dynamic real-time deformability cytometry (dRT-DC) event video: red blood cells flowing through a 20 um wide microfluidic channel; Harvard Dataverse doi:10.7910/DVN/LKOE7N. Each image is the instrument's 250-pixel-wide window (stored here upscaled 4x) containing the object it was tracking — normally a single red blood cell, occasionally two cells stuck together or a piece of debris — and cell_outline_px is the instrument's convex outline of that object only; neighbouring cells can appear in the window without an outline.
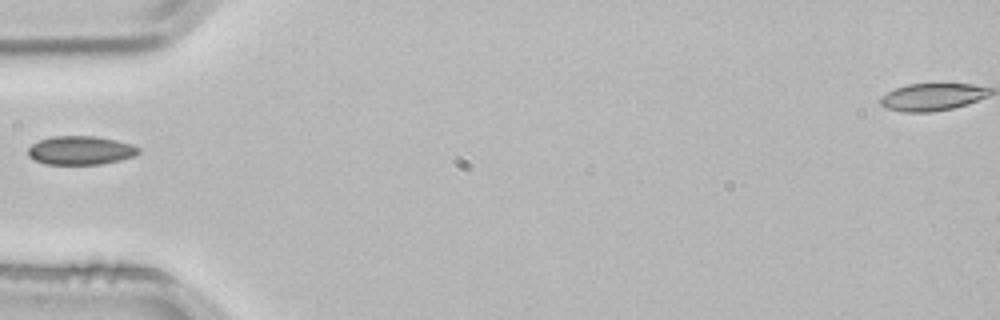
{"species": "common noctule bat (a hibernating species)", "species_latin": "Nyctalus noctula", "temperature_condition": "room temperature", "stored_images_in_passage": 1, "camera_frame_rate_fps": 3000, "um_per_image_px": 0.085, "animal": {"sex": "male", "body_mass_g": 21.5, "forearm_length_mm": 52.0}, "frame": {"image": 1, "passage_image": 1, "time_ms": 0.0, "image_size_px": [1000, 320], "cell_outline_px": [[140, 152], [136, 156], [120, 160], [100, 164], [44, 164], [32, 160], [28, 156], [28, 148], [32, 144], [40, 140], [52, 136], [96, 136], [116, 140], [132, 144], [140, 148]], "centroid_in_image_um": [6.85, 12.78], "position_along_channel_um": 78.2, "area_um2": 18.67}}